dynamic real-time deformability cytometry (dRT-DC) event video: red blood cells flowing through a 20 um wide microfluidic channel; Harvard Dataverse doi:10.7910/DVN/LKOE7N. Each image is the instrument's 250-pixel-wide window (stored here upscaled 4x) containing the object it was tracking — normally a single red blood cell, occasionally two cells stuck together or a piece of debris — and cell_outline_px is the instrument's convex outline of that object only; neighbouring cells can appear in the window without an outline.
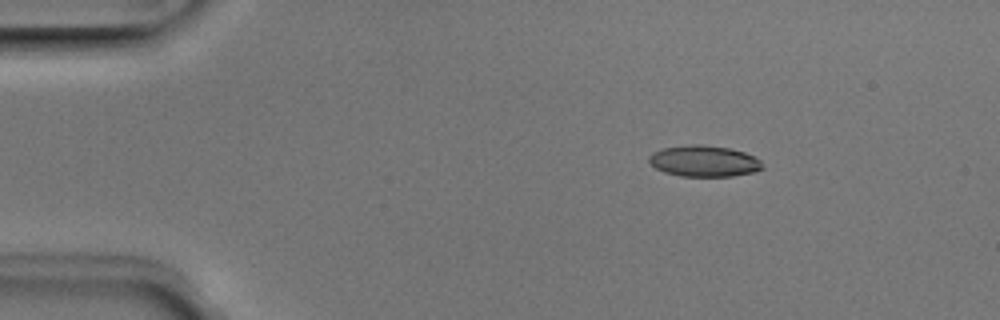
{"species": "Egyptian fruit bat (a non-hibernating species)", "species_latin": "Rousettus aegyptiacus", "temperature_condition": "room temperature", "stored_images_in_passage": 3, "camera_frame_rate_fps": 3000, "um_per_image_px": 0.085, "animal": {"sex": "male"}, "frame": {"image": 1, "passage_image": 1, "time_ms": 0.0, "image_size_px": [1000, 320], "cell_outline_px": [[764, 168], [756, 172], [732, 176], [680, 176], [664, 172], [656, 168], [648, 160], [648, 156], [652, 152], [660, 148], [692, 144], [700, 144], [728, 148], [744, 152], [760, 160]], "centroid_in_image_um": [59.82, 13.69], "position_along_channel_um": 25.2, "area_um2": 20.69}}
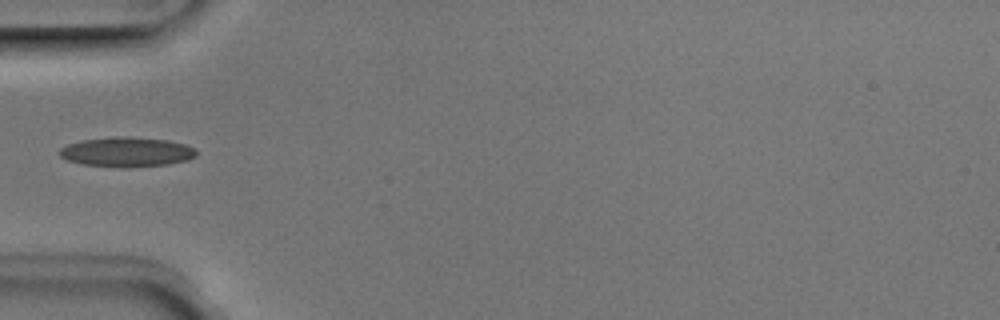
{"frame": {"image": 2, "passage_image": 3, "time_ms": 0.667, "image_size_px": [1000, 320], "cell_outline_px": [[196, 156], [188, 160], [168, 164], [124, 168], [84, 164], [64, 160], [60, 156], [60, 148], [68, 144], [84, 140], [120, 136], [132, 136], [168, 140], [184, 144], [196, 148]], "centroid_in_image_um": [10.79, 12.92], "position_along_channel_um": 74.2, "area_um2": 23.76}}